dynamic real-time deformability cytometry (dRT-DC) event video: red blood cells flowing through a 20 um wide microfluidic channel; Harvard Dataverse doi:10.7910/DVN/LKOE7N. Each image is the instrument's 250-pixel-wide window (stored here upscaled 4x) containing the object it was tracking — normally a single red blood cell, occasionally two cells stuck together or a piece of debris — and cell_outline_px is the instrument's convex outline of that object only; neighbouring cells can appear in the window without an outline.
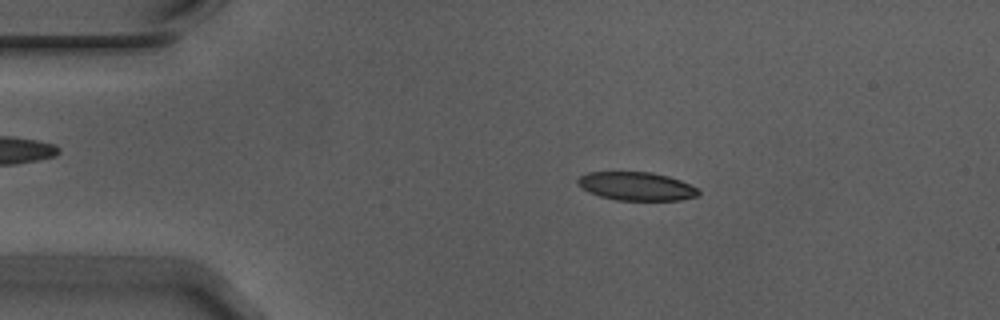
{"species": "Egyptian fruit bat (a non-hibernating species)", "species_latin": "Rousettus aegyptiacus", "temperature_condition": "warm", "stored_images_in_passage": 55, "camera_frame_rate_fps": 3000, "um_per_image_px": 0.085, "animal": {"sex": "male"}, "frame": {"image": 1, "passage_image": 10, "time_ms": 3.0, "image_size_px": [1000, 320], "cell_outline_px": [[700, 192], [696, 196], [680, 200], [616, 200], [600, 196], [588, 192], [576, 184], [576, 180], [580, 176], [588, 172], [652, 172], [668, 176], [680, 180], [696, 188]], "centroid_in_image_um": [54.05, 15.83], "position_along_channel_um": 31.0, "area_um2": 19.94}}
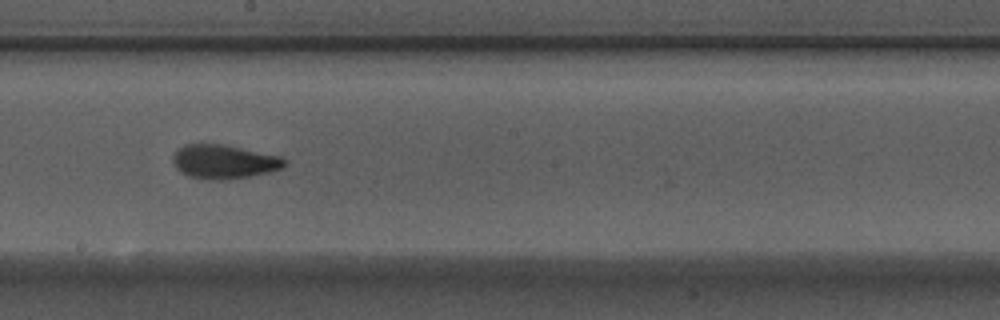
{"frame": {"image": 2, "passage_image": 30, "time_ms": 9.667, "image_size_px": [1000, 320], "cell_outline_px": [[288, 164], [284, 168], [268, 172], [248, 176], [224, 180], [208, 180], [188, 176], [180, 172], [176, 168], [172, 160], [172, 156], [184, 144], [224, 144], [280, 156], [288, 160]], "centroid_in_image_um": [19.05, 13.75], "position_along_channel_um": 229.1, "area_um2": 22.25}}
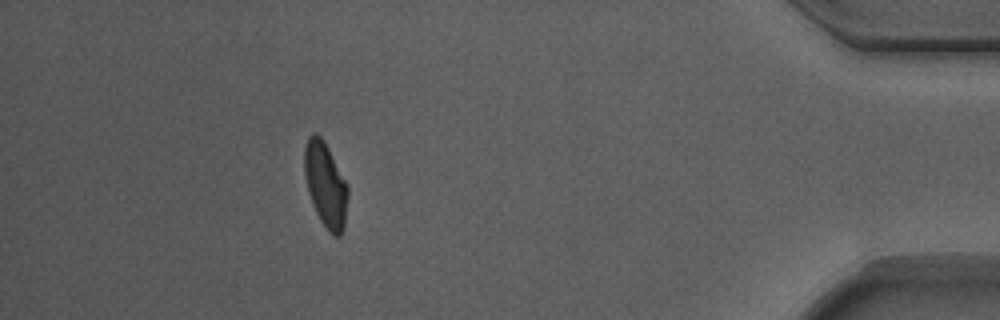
{"frame": {"image": 3, "passage_image": 49, "time_ms": 16.0, "image_size_px": [1000, 320], "cell_outline_px": [[348, 196], [344, 228], [340, 236], [332, 236], [328, 232], [320, 220], [312, 204], [308, 192], [304, 172], [304, 148], [308, 136], [316, 132], [324, 140], [348, 184]], "centroid_in_image_um": [27.67, 15.71], "position_along_channel_um": 407.5, "area_um2": 21.73}, "authors_computed_cell_mechanics": {"area_um2": 21.097, "velocity_mm_per_s": 3.7122, "shape_relaxation_time_tau1_ms": 4.6637, "shape_relaxation_time_tau2_ms": 1.6126, "deformation_change_tau1": 0.1647, "deformation_change_tau2": 0.0715}}